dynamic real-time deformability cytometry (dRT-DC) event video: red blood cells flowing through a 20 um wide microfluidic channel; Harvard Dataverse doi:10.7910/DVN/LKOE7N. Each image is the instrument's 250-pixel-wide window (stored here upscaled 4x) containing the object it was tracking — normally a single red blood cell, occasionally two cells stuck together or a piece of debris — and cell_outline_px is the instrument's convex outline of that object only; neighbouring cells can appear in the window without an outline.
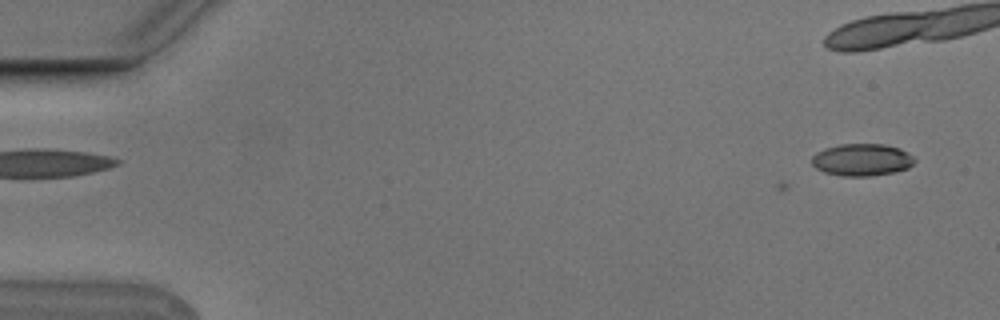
{"species": "Egyptian fruit bat (a non-hibernating species)", "species_latin": "Rousettus aegyptiacus", "temperature_condition": "cold", "stored_images_in_passage": 10, "camera_frame_rate_fps": 3000, "um_per_image_px": 0.085, "animal": {"sex": "male"}, "frame": {"image": 1, "passage_image": 1, "time_ms": 0.0, "image_size_px": [1000, 320], "cell_outline_px": [[916, 160], [908, 168], [892, 172], [868, 176], [840, 176], [824, 172], [816, 168], [812, 164], [812, 156], [816, 152], [824, 148], [840, 144], [884, 144], [900, 148], [908, 152]], "centroid_in_image_um": [73.24, 13.57], "position_along_channel_um": 11.8, "area_um2": 19.31}}
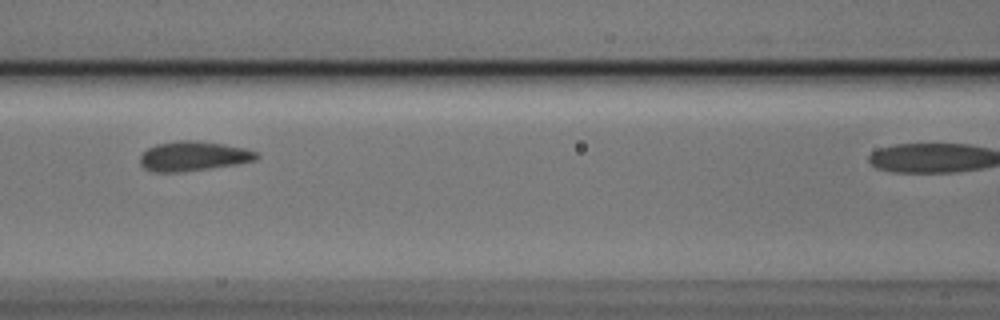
{"frame": {"image": 2, "passage_image": 9, "time_ms": 2.667, "image_size_px": [1000, 320], "cell_outline_px": [[260, 156], [256, 160], [236, 164], [180, 172], [152, 172], [144, 168], [140, 164], [140, 156], [148, 148], [156, 144], [176, 140], [196, 140], [224, 144], [244, 148], [256, 152]], "centroid_in_image_um": [16.41, 13.26], "position_along_channel_um": 150.2, "area_um2": 20.11}}